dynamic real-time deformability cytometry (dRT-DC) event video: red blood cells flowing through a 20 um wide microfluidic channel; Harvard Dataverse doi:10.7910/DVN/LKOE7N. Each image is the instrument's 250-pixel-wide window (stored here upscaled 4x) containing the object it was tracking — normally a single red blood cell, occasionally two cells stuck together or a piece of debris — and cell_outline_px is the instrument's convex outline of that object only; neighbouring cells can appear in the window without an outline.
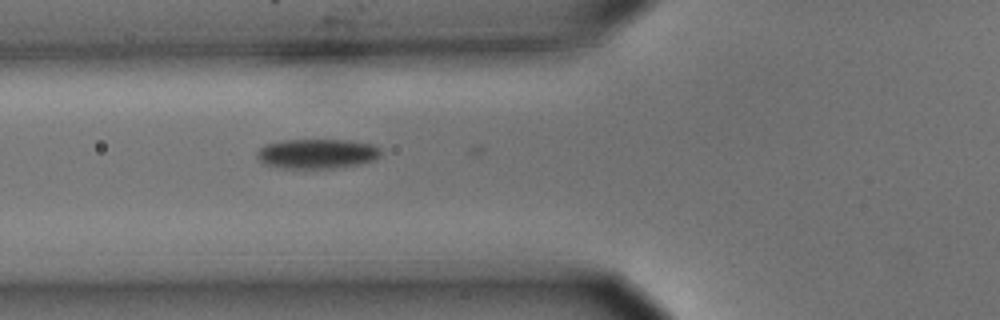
{"species": "common noctule bat (a hibernating species)", "species_latin": "Nyctalus noctula", "temperature_condition": "cold", "stored_images_in_passage": 9, "camera_frame_rate_fps": 3000, "um_per_image_px": 0.085, "animal": {"sex": "male", "body_mass_g": 15.6}, "frame": {"image": 1, "passage_image": 8, "time_ms": 2.333, "image_size_px": [1000, 320], "cell_outline_px": [[380, 156], [376, 160], [356, 164], [332, 168], [284, 168], [260, 164], [256, 156], [256, 152], [264, 144], [284, 140], [352, 140], [372, 144], [380, 148]], "centroid_in_image_um": [26.9, 13.06], "position_along_channel_um": 98.9, "area_um2": 21.62}}